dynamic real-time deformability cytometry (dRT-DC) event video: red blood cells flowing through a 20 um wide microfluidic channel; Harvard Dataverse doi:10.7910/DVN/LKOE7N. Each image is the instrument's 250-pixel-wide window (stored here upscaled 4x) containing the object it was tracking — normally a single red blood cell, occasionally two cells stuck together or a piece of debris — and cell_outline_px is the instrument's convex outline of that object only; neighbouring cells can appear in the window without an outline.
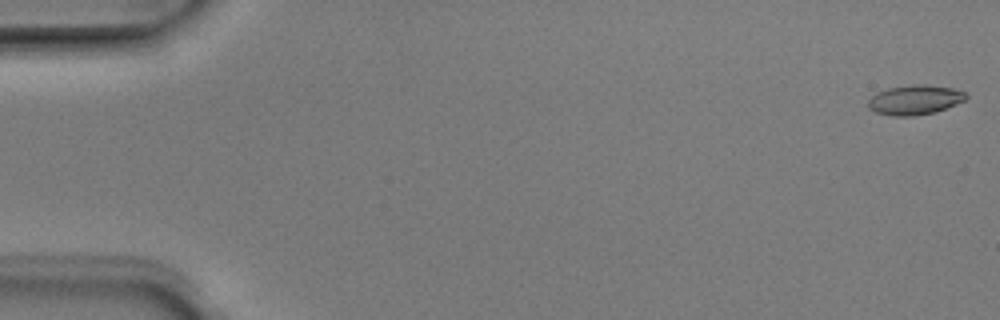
{"species": "Egyptian fruit bat (a non-hibernating species)", "species_latin": "Rousettus aegyptiacus", "temperature_condition": "room temperature", "stored_images_in_passage": 4, "segment_of_instrument_passage": [2, 2], "camera_frame_rate_fps": 3000, "um_per_image_px": 0.085, "animal": {"sex": "male"}, "frame": {"image": 1, "passage_image": 4, "time_ms": 1.0, "image_size_px": [1000, 320], "cell_outline_px": [[968, 96], [964, 100], [956, 104], [936, 112], [912, 116], [892, 116], [876, 112], [868, 108], [868, 100], [876, 92], [888, 88], [916, 84], [928, 84], [952, 88], [964, 92]], "centroid_in_image_um": [77.75, 8.49], "position_along_channel_um": 7.3, "area_um2": 16.94}}